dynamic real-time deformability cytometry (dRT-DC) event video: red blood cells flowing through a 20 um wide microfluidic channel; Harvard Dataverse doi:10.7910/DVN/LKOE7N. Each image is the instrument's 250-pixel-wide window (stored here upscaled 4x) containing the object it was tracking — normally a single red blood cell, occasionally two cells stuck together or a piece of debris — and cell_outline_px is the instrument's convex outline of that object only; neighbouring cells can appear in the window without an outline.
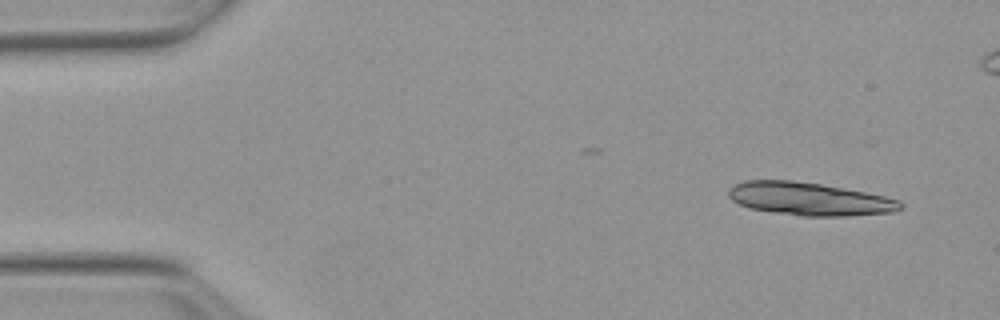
{"species": "Egyptian fruit bat (a non-hibernating species)", "species_latin": "Rousettus aegyptiacus", "temperature_condition": "warm", "stored_images_in_passage": 14, "camera_frame_rate_fps": 3000, "um_per_image_px": 0.085, "animal": {"sex": "female"}, "frame": {"image": 1, "passage_image": 3, "time_ms": 0.667, "image_size_px": [1000, 320], "cell_outline_px": [[904, 204], [896, 212], [848, 216], [800, 216], [748, 208], [732, 200], [728, 196], [728, 188], [744, 180], [792, 180], [820, 184], [844, 188], [884, 196], [900, 200]], "centroid_in_image_um": [68.79, 16.91], "position_along_channel_um": 16.2, "area_um2": 33.12}}